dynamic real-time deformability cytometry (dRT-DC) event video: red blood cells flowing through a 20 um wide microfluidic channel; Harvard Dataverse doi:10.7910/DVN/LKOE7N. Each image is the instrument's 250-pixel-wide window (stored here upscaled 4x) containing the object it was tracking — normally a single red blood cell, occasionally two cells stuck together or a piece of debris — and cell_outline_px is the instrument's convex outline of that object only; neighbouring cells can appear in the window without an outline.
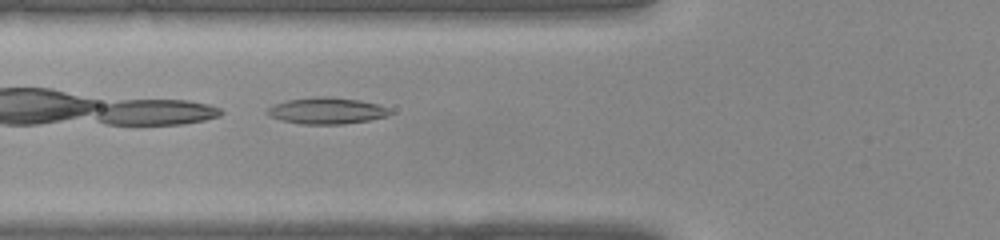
{"species": "common noctule bat (a hibernating species)", "species_latin": "Nyctalus noctula", "temperature_condition": "warm", "stored_images_in_passage": 36, "camera_frame_rate_fps": 3000, "um_per_image_px": 0.085, "animal": {"sex": "female", "body_mass_g": 22.0, "forearm_length_mm": 56.7}, "frame": {"image": 1, "passage_image": 12, "time_ms": 3.667, "image_size_px": [1000, 240], "cell_outline_px": [[392, 112], [388, 116], [368, 120], [340, 124], [300, 124], [280, 120], [268, 116], [264, 112], [268, 108], [276, 104], [288, 100], [316, 96], [332, 96], [360, 100], [376, 104], [388, 108]], "centroid_in_image_um": [27.74, 9.41], "position_along_channel_um": 98.1, "area_um2": 18.96}}
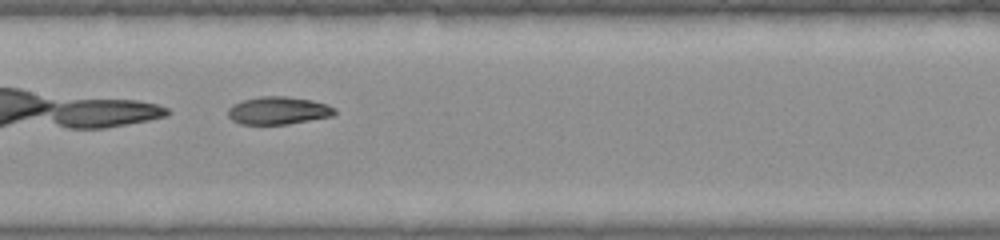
{"frame": {"image": 2, "passage_image": 17, "time_ms": 5.333, "image_size_px": [1000, 240], "cell_outline_px": [[336, 112], [332, 116], [288, 124], [240, 124], [232, 120], [228, 116], [228, 108], [232, 104], [244, 100], [260, 96], [284, 96], [312, 100], [328, 104], [336, 108]], "centroid_in_image_um": [23.66, 9.39], "position_along_channel_um": 183.7, "area_um2": 17.28}}
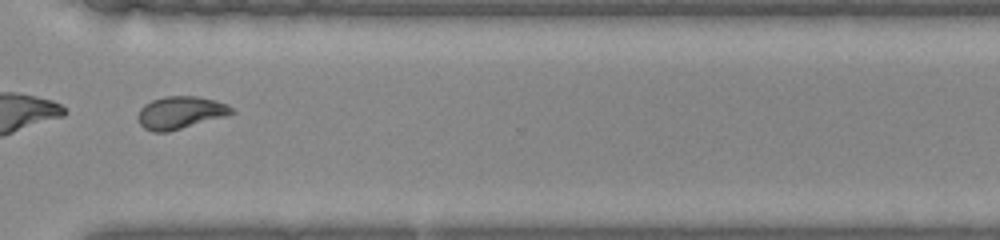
{"frame": {"image": 3, "passage_image": 27, "time_ms": 8.667, "image_size_px": [1000, 240], "cell_outline_px": [[236, 112], [228, 116], [168, 132], [152, 132], [144, 128], [140, 124], [136, 116], [140, 108], [144, 104], [152, 100], [164, 96], [196, 96], [216, 100], [228, 104]], "centroid_in_image_um": [15.34, 9.57], "position_along_channel_um": 355.3, "area_um2": 18.09}}